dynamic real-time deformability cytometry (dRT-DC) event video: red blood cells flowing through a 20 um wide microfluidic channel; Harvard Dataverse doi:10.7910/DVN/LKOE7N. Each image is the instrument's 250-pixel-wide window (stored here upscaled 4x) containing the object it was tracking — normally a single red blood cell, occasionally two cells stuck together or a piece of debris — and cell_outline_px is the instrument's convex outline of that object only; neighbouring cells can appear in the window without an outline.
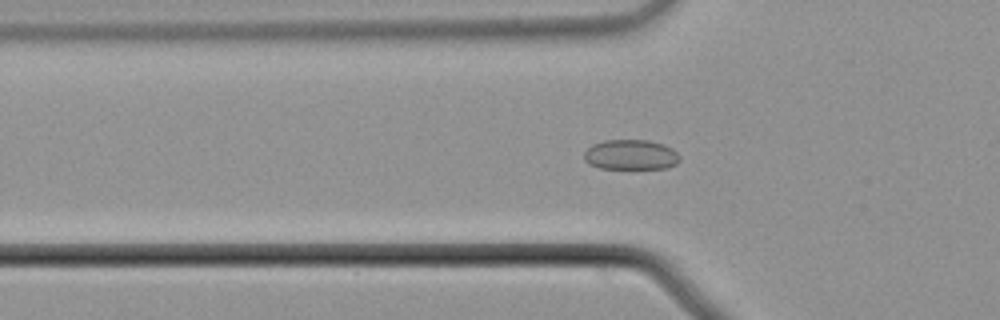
{"species": "common noctule bat (a hibernating species)", "species_latin": "Nyctalus noctula", "temperature_condition": "cold", "stored_images_in_passage": 56, "camera_frame_rate_fps": 3000, "um_per_image_px": 0.085, "animal": {"sex": "male", "body_mass_g": 21.5, "forearm_length_mm": 52.0}, "frame": {"image": 1, "passage_image": 19, "time_ms": 6.0, "image_size_px": [1000, 320], "cell_outline_px": [[680, 160], [676, 164], [668, 168], [600, 168], [588, 164], [584, 160], [584, 152], [592, 144], [604, 140], [648, 140], [664, 144], [672, 148], [680, 156]], "centroid_in_image_um": [53.62, 13.15], "position_along_channel_um": 72.2, "area_um2": 16.88}}
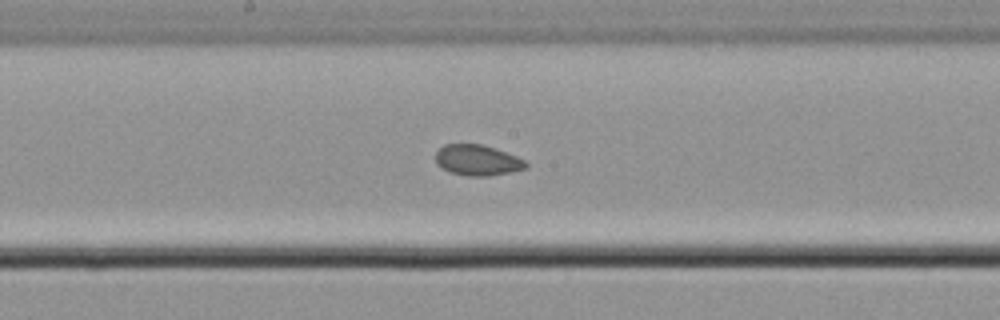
{"frame": {"image": 2, "passage_image": 30, "time_ms": 9.667, "image_size_px": [1000, 320], "cell_outline_px": [[528, 168], [512, 172], [488, 176], [468, 176], [448, 172], [440, 168], [436, 164], [436, 152], [444, 144], [480, 144], [516, 156], [524, 160], [528, 164]], "centroid_in_image_um": [40.56, 13.64], "position_along_channel_um": 207.6, "area_um2": 16.18}}
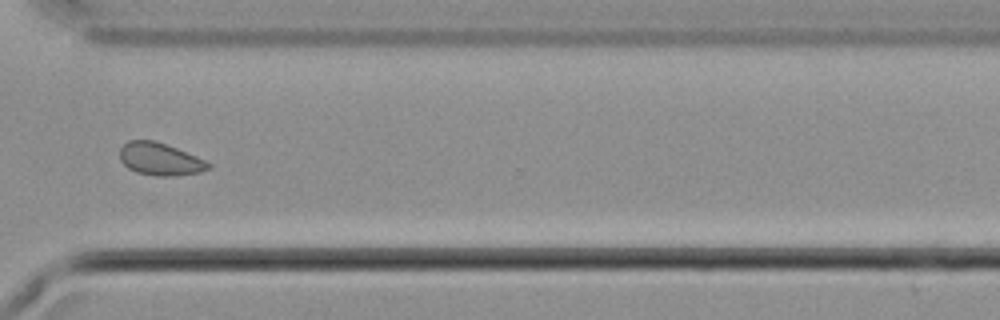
{"frame": {"image": 3, "passage_image": 42, "time_ms": 13.667, "image_size_px": [1000, 320], "cell_outline_px": [[212, 168], [200, 172], [172, 176], [152, 176], [136, 172], [128, 168], [120, 160], [120, 148], [128, 140], [152, 140], [176, 148], [196, 156], [212, 164]], "centroid_in_image_um": [13.6, 13.54], "position_along_channel_um": 357.0, "area_um2": 16.76}, "authors_computed_cell_mechanics": {"area_um2": 16.9643, "velocity_mm_per_s": 3.719, "shape_relaxation_time_tau1_ms": null, "shape_relaxation_time_tau2_ms": 2.7144, "deformation_change_tau1": null, "deformation_change_tau2": 0.0481}}